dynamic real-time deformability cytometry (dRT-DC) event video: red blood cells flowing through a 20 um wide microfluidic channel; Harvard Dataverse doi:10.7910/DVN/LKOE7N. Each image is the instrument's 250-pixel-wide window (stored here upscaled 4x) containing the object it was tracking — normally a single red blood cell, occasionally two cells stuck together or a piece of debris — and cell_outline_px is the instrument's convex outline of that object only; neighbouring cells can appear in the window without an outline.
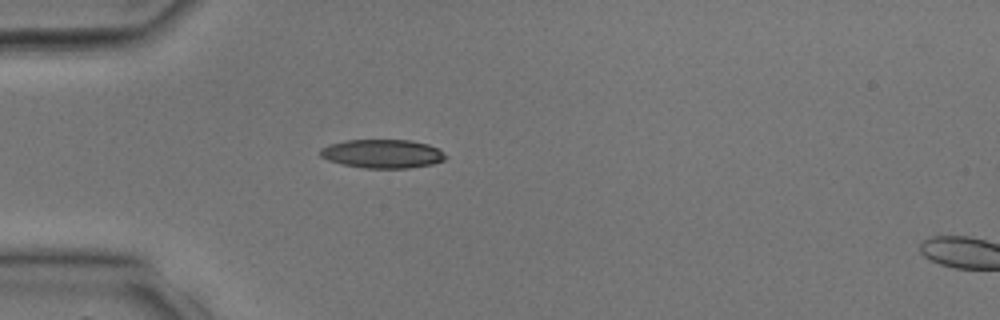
{"species": "common noctule bat (a hibernating species)", "species_latin": "Nyctalus noctula", "temperature_condition": "room temperature", "stored_images_in_passage": 25, "camera_frame_rate_fps": 3000, "um_per_image_px": 0.085, "animal": {"sex": "male", "body_mass_g": 17.9, "forearm_length_mm": 54.2}, "frame": {"image": 1, "passage_image": 1, "time_ms": 0.0, "image_size_px": [1000, 320], "cell_outline_px": [[448, 156], [444, 160], [432, 164], [408, 168], [364, 168], [344, 164], [328, 160], [320, 156], [320, 148], [328, 144], [348, 140], [412, 140], [428, 144], [440, 148]], "centroid_in_image_um": [32.54, 13.06], "position_along_channel_um": 52.5, "area_um2": 21.1}}
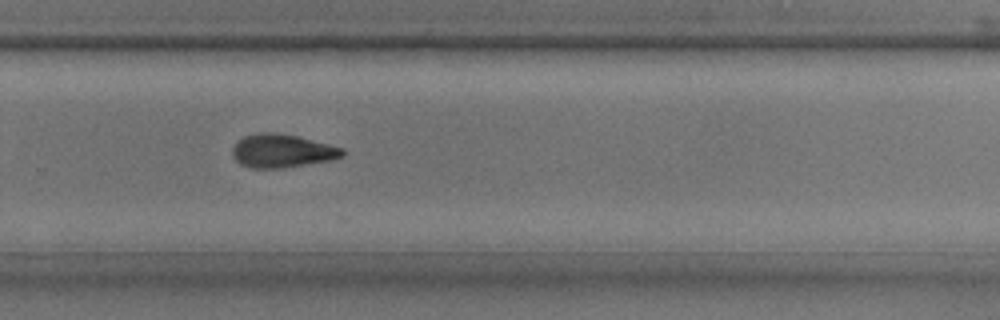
{"frame": {"image": 2, "passage_image": 14, "time_ms": 4.333, "image_size_px": [1000, 320], "cell_outline_px": [[344, 156], [332, 160], [284, 168], [252, 168], [240, 164], [232, 156], [232, 148], [236, 140], [244, 136], [256, 132], [272, 132], [296, 136], [344, 148]], "centroid_in_image_um": [23.95, 12.83], "position_along_channel_um": 305.9, "area_um2": 21.56}}
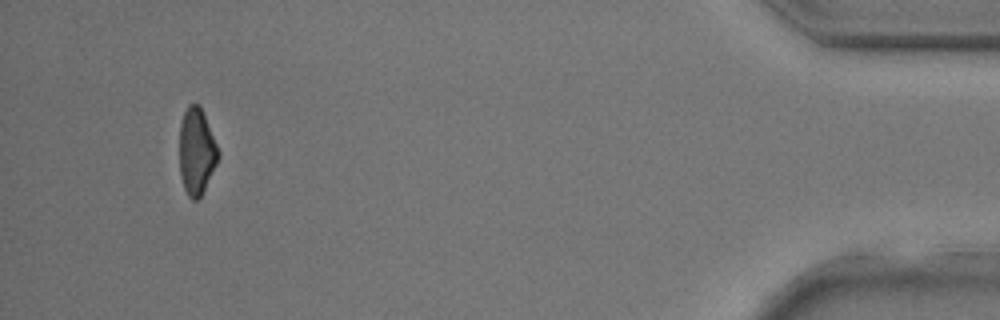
{"frame": {"image": 3, "passage_image": 23, "time_ms": 7.333, "image_size_px": [1000, 320], "cell_outline_px": [[220, 156], [200, 196], [196, 200], [192, 200], [188, 196], [184, 188], [180, 176], [180, 124], [184, 112], [188, 104], [200, 104], [220, 152]], "centroid_in_image_um": [16.7, 12.84], "position_along_channel_um": 418.5, "area_um2": 19.42}}